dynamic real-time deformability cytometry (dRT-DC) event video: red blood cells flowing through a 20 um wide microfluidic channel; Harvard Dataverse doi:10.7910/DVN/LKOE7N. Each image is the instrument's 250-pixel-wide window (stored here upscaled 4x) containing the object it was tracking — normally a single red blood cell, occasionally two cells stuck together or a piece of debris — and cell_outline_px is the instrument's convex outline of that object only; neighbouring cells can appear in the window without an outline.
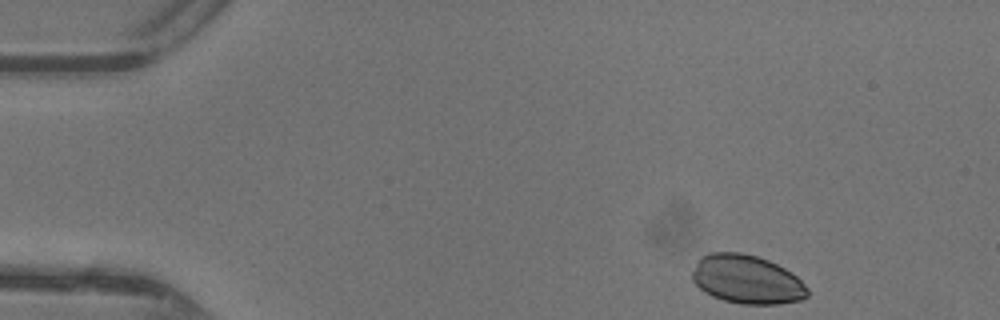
{"species": "common noctule bat (a hibernating species)", "species_latin": "Nyctalus noctula", "temperature_condition": "warm", "stored_images_in_passage": 8, "camera_frame_rate_fps": 3000, "um_per_image_px": 0.085, "animal": {"sex": "female"}, "frame": {"image": 1, "passage_image": 1, "time_ms": 0.0, "image_size_px": [1000, 320], "cell_outline_px": [[808, 296], [800, 300], [780, 304], [740, 304], [724, 300], [712, 296], [704, 292], [692, 280], [692, 272], [700, 256], [708, 252], [740, 252], [756, 256], [768, 260], [792, 272], [808, 288]], "centroid_in_image_um": [63.47, 23.75], "position_along_channel_um": 21.5, "area_um2": 32.83}}